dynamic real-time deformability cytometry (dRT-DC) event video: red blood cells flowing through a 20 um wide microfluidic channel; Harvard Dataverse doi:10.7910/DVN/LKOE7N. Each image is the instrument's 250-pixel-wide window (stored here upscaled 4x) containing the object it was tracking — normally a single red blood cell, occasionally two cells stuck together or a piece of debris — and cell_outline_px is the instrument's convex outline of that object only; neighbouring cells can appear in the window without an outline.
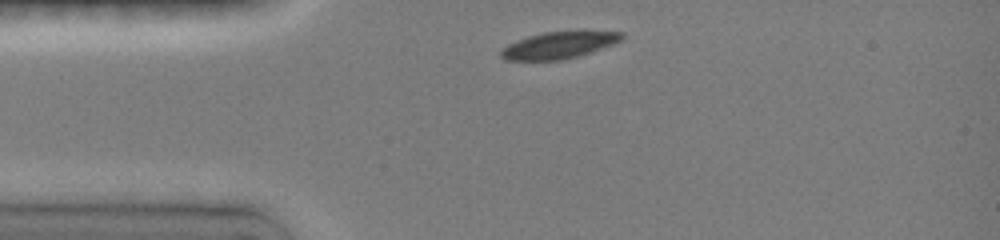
{"species": "common noctule bat (a hibernating species)", "species_latin": "Nyctalus noctula", "temperature_condition": "room temperature", "stored_images_in_passage": 2, "camera_frame_rate_fps": 3000, "um_per_image_px": 0.085, "animal": {"sex": "female", "body_mass_g": 19.0, "forearm_length_mm": 51.5}, "frame": {"image": 1, "passage_image": 1, "time_ms": 0.0, "image_size_px": [1000, 240], "cell_outline_px": [[624, 36], [620, 40], [612, 44], [576, 56], [560, 60], [504, 60], [500, 56], [500, 52], [508, 44], [516, 40], [528, 36], [544, 32], [584, 28], [624, 32]], "centroid_in_image_um": [47.55, 3.77], "position_along_channel_um": 37.4, "area_um2": 19.42}}